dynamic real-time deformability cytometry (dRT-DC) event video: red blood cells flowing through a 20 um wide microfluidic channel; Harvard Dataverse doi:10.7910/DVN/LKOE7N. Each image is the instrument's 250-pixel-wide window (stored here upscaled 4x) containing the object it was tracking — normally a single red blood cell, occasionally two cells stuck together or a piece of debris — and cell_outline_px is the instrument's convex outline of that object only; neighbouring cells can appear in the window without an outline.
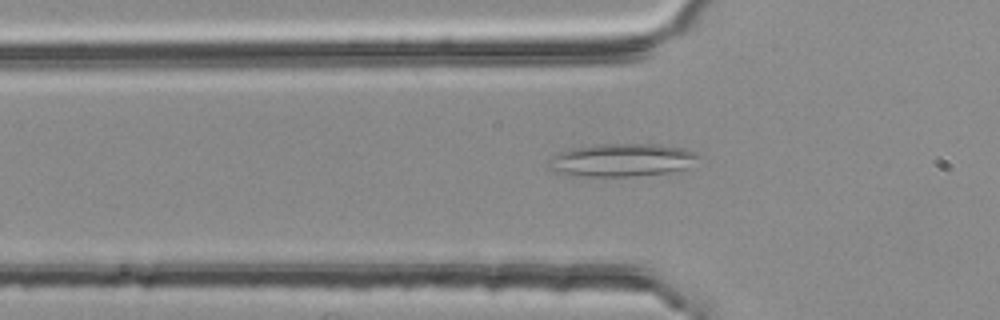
{"species": "common noctule bat (a hibernating species)", "species_latin": "Nyctalus noctula", "temperature_condition": "room temperature", "stored_images_in_passage": 53, "camera_frame_rate_fps": 3000, "um_per_image_px": 0.085, "animal": {"sex": "female", "body_mass_g": 25.1}, "frame": {"image": 1, "passage_image": 17, "time_ms": 5.333, "image_size_px": [1000, 320], "cell_outline_px": [[700, 156], [684, 168], [668, 172], [632, 176], [568, 176], [556, 172], [548, 168], [548, 164], [560, 152], [572, 148], [600, 144], [652, 144], [684, 148], [696, 152]], "centroid_in_image_um": [52.82, 13.61], "position_along_channel_um": 73.0, "area_um2": 28.38}}
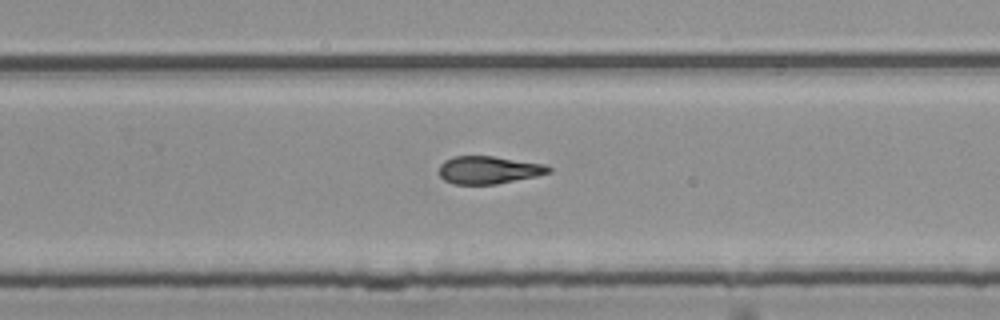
{"frame": {"image": 2, "passage_image": 34, "time_ms": 11.0, "image_size_px": [1000, 320], "cell_outline_px": [[552, 172], [536, 176], [496, 184], [452, 184], [444, 180], [440, 176], [440, 164], [444, 160], [452, 156], [496, 156], [544, 164], [552, 168]], "centroid_in_image_um": [41.53, 14.44], "position_along_channel_um": 288.3, "area_um2": 17.8}}
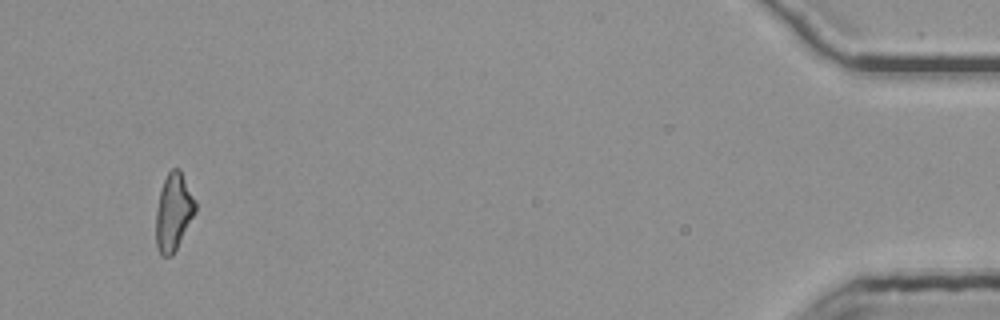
{"frame": {"image": 3, "passage_image": 51, "time_ms": 16.667, "image_size_px": [1000, 320], "cell_outline_px": [[196, 212], [172, 256], [160, 256], [156, 248], [156, 208], [160, 188], [168, 172], [172, 168], [180, 168], [196, 200]], "centroid_in_image_um": [14.74, 18.01], "position_along_channel_um": 420.5, "area_um2": 18.03}, "authors_computed_cell_mechanics": {"area_um2": 18.496, "velocity_mm_per_s": 3.7947, "shape_relaxation_time_tau1_ms": null, "shape_relaxation_time_tau2_ms": 7.1128, "deformation_change_tau1": null, "deformation_change_tau2": 0.1699}}